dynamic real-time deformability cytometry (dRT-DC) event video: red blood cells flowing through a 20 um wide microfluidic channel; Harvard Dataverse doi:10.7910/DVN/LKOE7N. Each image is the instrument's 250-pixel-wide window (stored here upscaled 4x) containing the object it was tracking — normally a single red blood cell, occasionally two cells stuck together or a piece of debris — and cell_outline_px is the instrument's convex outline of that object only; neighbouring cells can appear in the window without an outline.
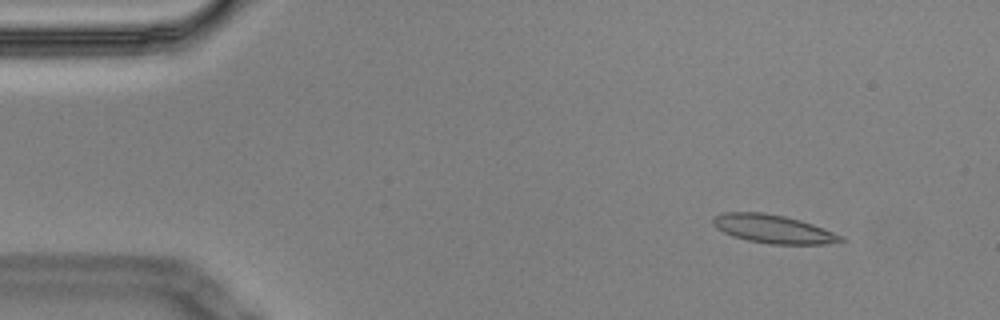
{"species": "Egyptian fruit bat (a non-hibernating species)", "species_latin": "Rousettus aegyptiacus", "temperature_condition": "cold", "stored_images_in_passage": 4, "camera_frame_rate_fps": 3000, "um_per_image_px": 0.085, "animal": {"sex": "male"}, "frame": {"image": 1, "passage_image": 1, "time_ms": 0.0, "image_size_px": [1000, 320], "cell_outline_px": [[848, 240], [824, 244], [772, 244], [748, 240], [732, 236], [716, 228], [712, 224], [712, 216], [724, 212], [764, 212], [784, 216], [800, 220], [812, 224], [844, 236]], "centroid_in_image_um": [65.71, 19.46], "position_along_channel_um": 19.3, "area_um2": 21.21}}
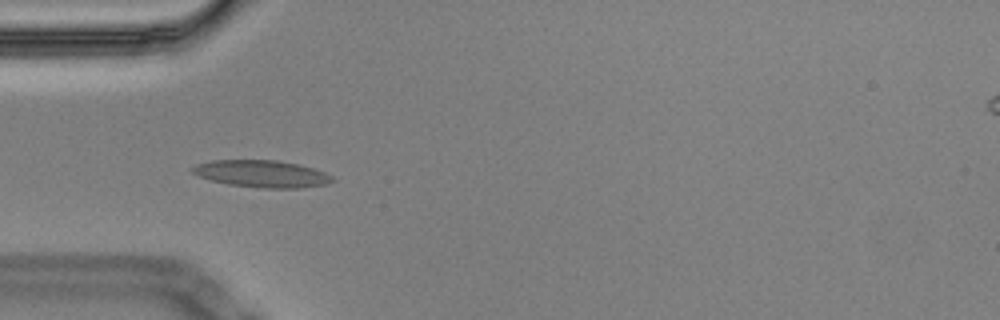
{"frame": {"image": 2, "passage_image": 4, "time_ms": 1.0, "image_size_px": [1000, 320], "cell_outline_px": [[336, 180], [324, 184], [300, 188], [264, 188], [228, 184], [212, 180], [200, 176], [192, 172], [192, 168], [196, 164], [212, 160], [276, 160], [300, 164], [324, 172], [332, 176]], "centroid_in_image_um": [22.27, 14.76], "position_along_channel_um": 62.7, "area_um2": 21.91}}